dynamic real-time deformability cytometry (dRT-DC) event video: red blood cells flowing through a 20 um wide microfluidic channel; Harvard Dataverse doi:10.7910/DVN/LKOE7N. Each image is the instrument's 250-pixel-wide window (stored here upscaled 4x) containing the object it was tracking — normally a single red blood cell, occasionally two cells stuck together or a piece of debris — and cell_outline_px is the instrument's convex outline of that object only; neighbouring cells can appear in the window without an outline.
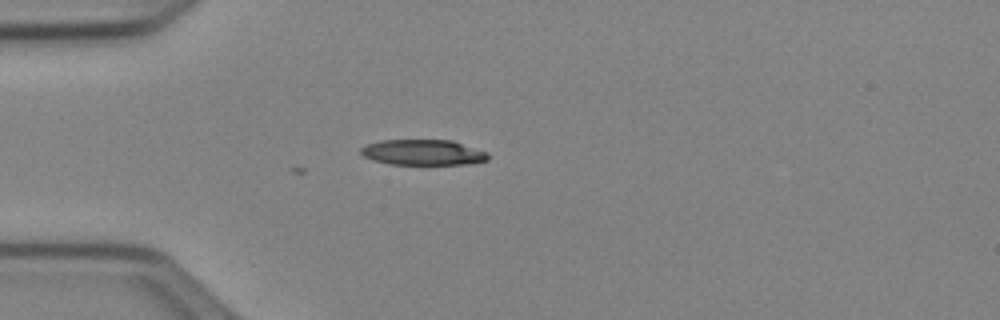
{"species": "Egyptian fruit bat (a non-hibernating species)", "species_latin": "Rousettus aegyptiacus", "temperature_condition": "cold", "stored_images_in_passage": 6, "camera_frame_rate_fps": 3000, "um_per_image_px": 0.085, "animal": {"sex": "female"}, "frame": {"image": 1, "passage_image": 1, "time_ms": 0.0, "image_size_px": [1000, 320], "cell_outline_px": [[488, 160], [468, 164], [388, 164], [372, 160], [364, 156], [360, 152], [360, 148], [368, 144], [380, 140], [452, 140], [488, 152]], "centroid_in_image_um": [35.95, 12.95], "position_along_channel_um": 49.0, "area_um2": 18.96}}
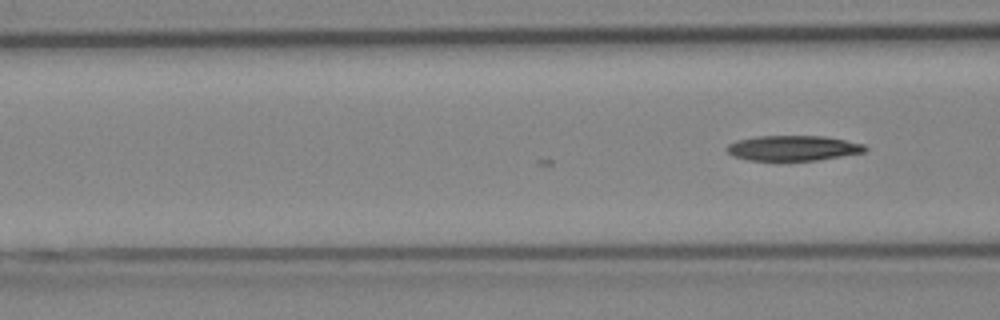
{"frame": {"image": 2, "passage_image": 6, "time_ms": 1.667, "image_size_px": [1000, 320], "cell_outline_px": [[868, 148], [864, 152], [820, 160], [748, 160], [732, 156], [728, 152], [728, 144], [736, 140], [756, 136], [824, 136], [864, 144]], "centroid_in_image_um": [67.41, 12.58], "position_along_channel_um": 99.2, "area_um2": 20.23}}